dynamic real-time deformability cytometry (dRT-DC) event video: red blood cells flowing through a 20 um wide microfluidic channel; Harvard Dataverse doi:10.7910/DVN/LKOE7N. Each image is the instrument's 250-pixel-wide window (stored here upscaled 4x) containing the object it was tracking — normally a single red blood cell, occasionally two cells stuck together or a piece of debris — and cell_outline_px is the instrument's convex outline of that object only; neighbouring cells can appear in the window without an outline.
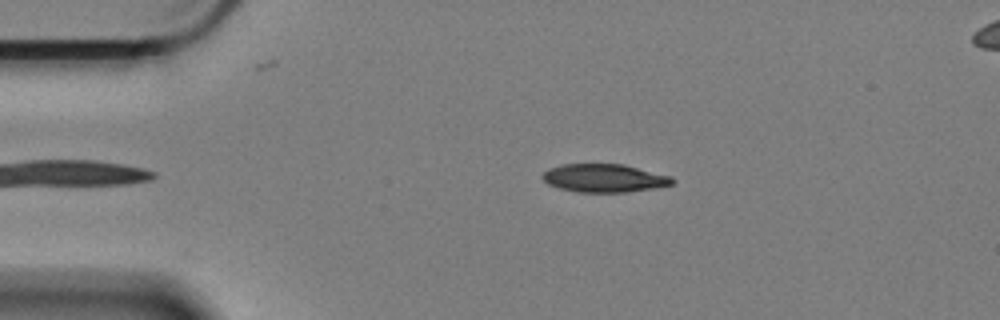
{"species": "Egyptian fruit bat (a non-hibernating species)", "species_latin": "Rousettus aegyptiacus", "temperature_condition": "cold", "stored_images_in_passage": 43, "camera_frame_rate_fps": 3000, "um_per_image_px": 0.085, "animal": {"sex": "female"}, "frame": {"image": 1, "passage_image": 3, "time_ms": 0.667, "image_size_px": [1000, 320], "cell_outline_px": [[676, 180], [672, 184], [656, 188], [628, 192], [576, 192], [560, 188], [548, 184], [540, 176], [548, 168], [564, 164], [624, 164], [672, 176]], "centroid_in_image_um": [51.38, 15.14], "position_along_channel_um": 33.6, "area_um2": 21.5}}
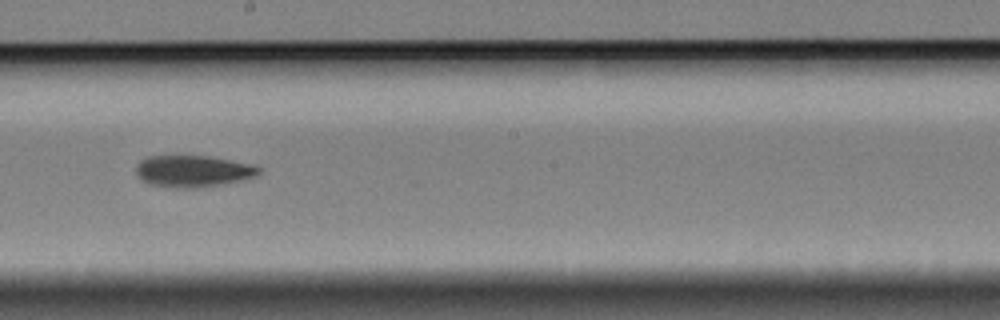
{"frame": {"image": 2, "passage_image": 24, "time_ms": 7.667, "image_size_px": [1000, 320], "cell_outline_px": [[260, 172], [256, 176], [224, 184], [200, 188], [176, 188], [148, 184], [140, 180], [136, 172], [136, 168], [140, 160], [148, 156], [208, 156], [248, 164], [260, 168]], "centroid_in_image_um": [16.35, 14.56], "position_along_channel_um": 231.9, "area_um2": 22.6}}
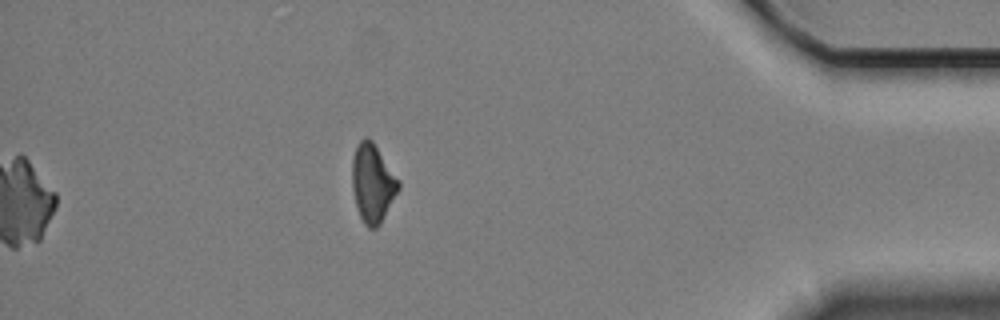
{"frame": {"image": 3, "passage_image": 43, "time_ms": 14.0, "image_size_px": [1000, 320], "cell_outline_px": [[400, 188], [380, 224], [376, 228], [368, 228], [364, 224], [356, 208], [352, 188], [352, 160], [356, 144], [364, 136], [368, 136], [372, 140], [400, 180]], "centroid_in_image_um": [31.66, 15.55], "position_along_channel_um": 403.5, "area_um2": 21.44}, "authors_computed_cell_mechanics": {"area_um2": 22.4842, "velocity_mm_per_s": 3.3855, "shape_relaxation_time_tau1_ms": 2.881, "shape_relaxation_time_tau2_ms": null, "deformation_change_tau1": 0.1058, "deformation_change_tau2": null}}